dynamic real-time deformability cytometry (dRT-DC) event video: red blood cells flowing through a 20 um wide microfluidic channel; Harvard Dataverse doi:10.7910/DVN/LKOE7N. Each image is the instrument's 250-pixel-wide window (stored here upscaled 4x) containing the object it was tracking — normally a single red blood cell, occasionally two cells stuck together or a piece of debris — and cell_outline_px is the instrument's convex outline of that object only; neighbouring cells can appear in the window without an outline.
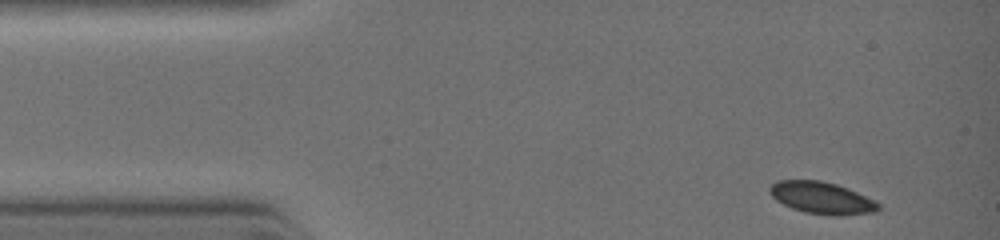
{"species": "common noctule bat (a hibernating species)", "species_latin": "Nyctalus noctula", "temperature_condition": "warm", "stored_images_in_passage": 16, "camera_frame_rate_fps": 3000, "um_per_image_px": 0.085, "animal": {"sex": "female", "body_mass_g": 19.0, "forearm_length_mm": 51.5}, "frame": {"image": 1, "passage_image": 1, "time_ms": 0.0, "image_size_px": [1000, 240], "cell_outline_px": [[880, 208], [876, 212], [840, 216], [832, 216], [804, 212], [792, 208], [776, 200], [768, 192], [768, 188], [776, 180], [820, 180], [836, 184], [848, 188], [880, 204]], "centroid_in_image_um": [69.82, 16.82], "position_along_channel_um": 15.2, "area_um2": 20.29}}
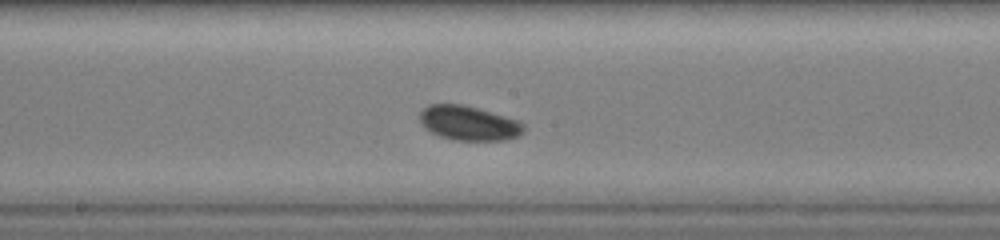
{"frame": {"image": 2, "passage_image": 10, "time_ms": 5.0, "image_size_px": [1000, 240], "cell_outline_px": [[524, 132], [520, 136], [504, 140], [452, 140], [440, 136], [424, 128], [420, 120], [420, 112], [428, 104], [460, 104], [476, 108], [516, 120], [524, 124]], "centroid_in_image_um": [39.83, 10.48], "position_along_channel_um": 208.4, "area_um2": 20.69}}
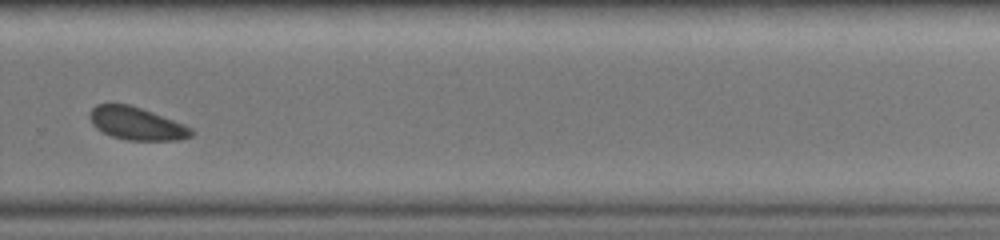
{"frame": {"image": 3, "passage_image": 15, "time_ms": 7.0, "image_size_px": [1000, 240], "cell_outline_px": [[192, 136], [180, 140], [128, 140], [112, 136], [96, 128], [92, 124], [88, 116], [88, 112], [96, 104], [128, 104], [152, 112], [184, 124], [192, 128]], "centroid_in_image_um": [11.59, 10.5], "position_along_channel_um": 318.2, "area_um2": 19.31}}